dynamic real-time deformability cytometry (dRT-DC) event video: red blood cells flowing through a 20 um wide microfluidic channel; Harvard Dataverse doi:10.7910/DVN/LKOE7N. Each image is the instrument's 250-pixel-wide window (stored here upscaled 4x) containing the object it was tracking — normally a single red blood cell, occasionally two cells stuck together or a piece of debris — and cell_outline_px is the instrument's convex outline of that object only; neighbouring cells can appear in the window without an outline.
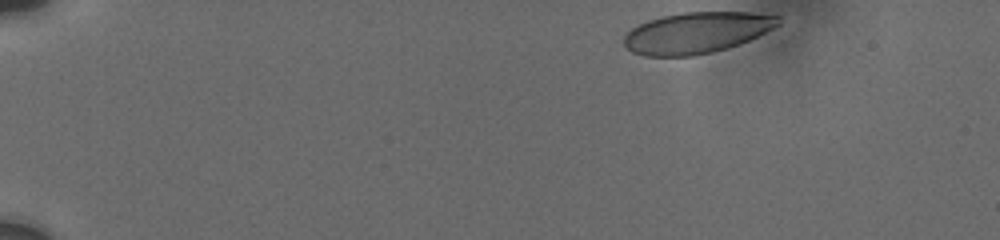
{"species": "human", "species_latin": "Homo sapiens", "temperature_condition": "cold", "stored_images_in_passage": 24, "camera_frame_rate_fps": 3000, "um_per_image_px": 0.085, "donor": {"sex": "male"}, "frame": {"image": 1, "passage_image": 1, "time_ms": 0.0, "image_size_px": [1000, 240], "cell_outline_px": [[780, 24], [748, 40], [728, 48], [712, 52], [692, 56], [644, 56], [632, 52], [624, 44], [624, 36], [632, 28], [648, 20], [660, 16], [684, 12], [748, 12], [780, 16]], "centroid_in_image_um": [59.19, 2.78], "position_along_channel_um": 25.8, "area_um2": 36.82}}
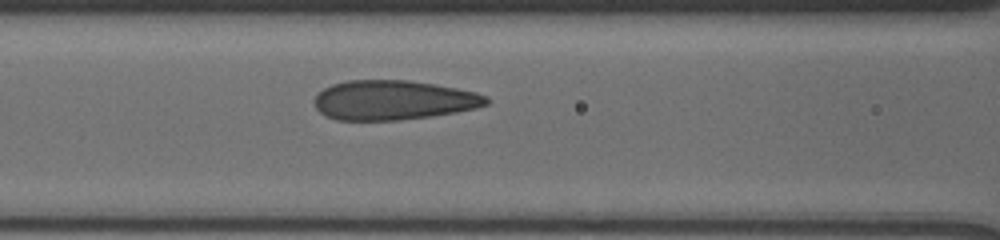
{"frame": {"image": 2, "passage_image": 17, "time_ms": 6.0, "image_size_px": [1000, 240], "cell_outline_px": [[492, 100], [488, 104], [476, 108], [456, 112], [428, 116], [396, 120], [336, 120], [324, 116], [316, 108], [312, 100], [324, 88], [332, 84], [348, 80], [408, 80], [436, 84], [476, 92], [488, 96]], "centroid_in_image_um": [33.43, 8.51], "position_along_channel_um": 133.2, "area_um2": 39.82}}
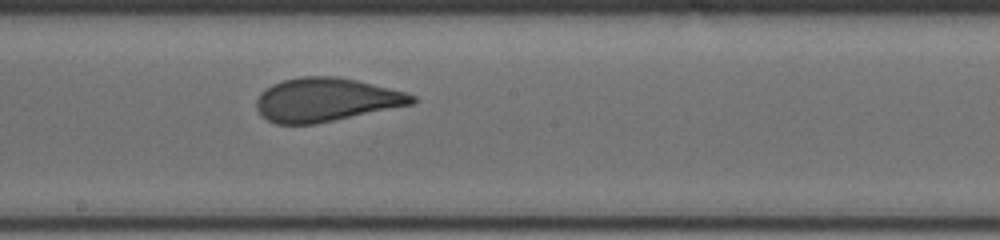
{"frame": {"image": 3, "passage_image": 24, "time_ms": 8.333, "image_size_px": [1000, 240], "cell_outline_px": [[416, 100], [412, 104], [316, 124], [276, 124], [268, 120], [256, 108], [256, 100], [260, 92], [264, 88], [272, 84], [284, 80], [300, 76], [336, 76], [356, 80], [408, 92], [416, 96]], "centroid_in_image_um": [27.7, 8.47], "position_along_channel_um": 220.5, "area_um2": 39.54}}